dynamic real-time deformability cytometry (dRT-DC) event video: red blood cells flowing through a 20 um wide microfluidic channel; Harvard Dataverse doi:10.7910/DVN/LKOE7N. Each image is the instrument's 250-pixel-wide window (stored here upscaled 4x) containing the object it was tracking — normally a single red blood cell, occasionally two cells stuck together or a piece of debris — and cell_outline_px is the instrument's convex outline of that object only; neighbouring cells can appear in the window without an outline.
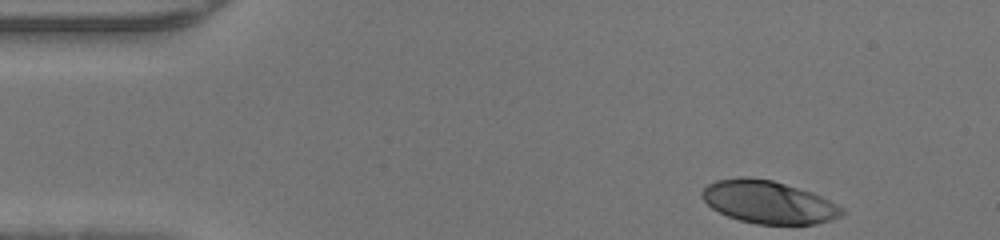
{"species": "human", "species_latin": "Homo sapiens", "temperature_condition": "warm", "stored_images_in_passage": 34, "camera_frame_rate_fps": 3000, "um_per_image_px": 0.085, "donor": {"sex": "male"}, "frame": {"image": 1, "passage_image": 1, "time_ms": 0.0, "image_size_px": [1000, 240], "cell_outline_px": [[848, 212], [832, 220], [816, 224], [756, 224], [740, 220], [728, 216], [712, 208], [700, 196], [700, 192], [708, 184], [716, 180], [744, 176], [748, 176], [772, 180], [812, 192], [844, 208]], "centroid_in_image_um": [65.33, 17.18], "position_along_channel_um": 19.7, "area_um2": 34.91}}
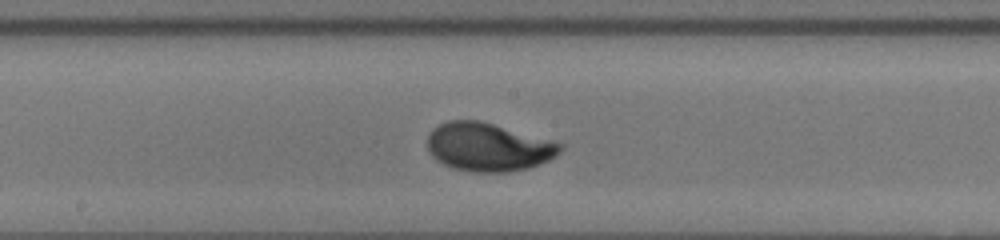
{"frame": {"image": 2, "passage_image": 20, "time_ms": 6.333, "image_size_px": [1000, 240], "cell_outline_px": [[564, 148], [556, 156], [540, 164], [528, 168], [508, 172], [472, 172], [452, 168], [436, 160], [428, 152], [428, 136], [432, 128], [448, 120], [480, 120], [552, 140], [564, 144]], "centroid_in_image_um": [41.5, 12.5], "position_along_channel_um": 206.7, "area_um2": 37.69}}
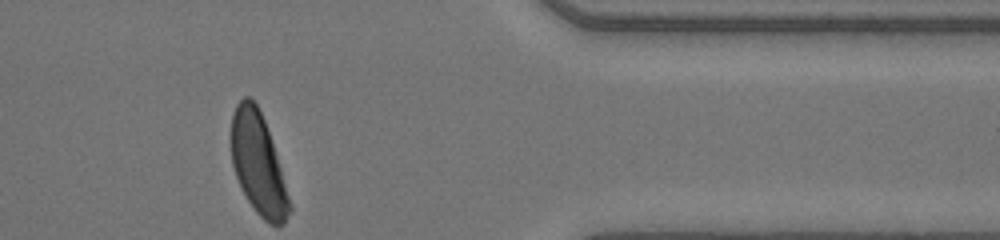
{"frame": {"image": 3, "passage_image": 34, "time_ms": 11.0, "image_size_px": [1000, 240], "cell_outline_px": [[292, 212], [284, 224], [268, 224], [256, 212], [248, 200], [236, 176], [232, 164], [232, 116], [236, 104], [244, 96], [252, 96], [264, 120], [280, 168], [292, 208]], "centroid_in_image_um": [21.95, 13.94], "position_along_channel_um": 389.5, "area_um2": 33.7}}